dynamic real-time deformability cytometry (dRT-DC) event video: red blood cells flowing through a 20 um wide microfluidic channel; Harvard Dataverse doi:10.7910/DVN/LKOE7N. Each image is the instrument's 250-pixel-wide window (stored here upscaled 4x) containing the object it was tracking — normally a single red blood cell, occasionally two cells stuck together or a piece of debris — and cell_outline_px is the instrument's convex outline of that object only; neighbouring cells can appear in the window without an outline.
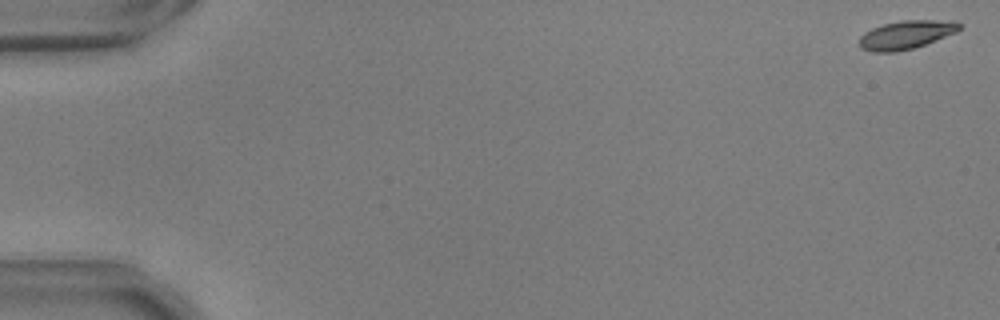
{"species": "common noctule bat (a hibernating species)", "species_latin": "Nyctalus noctula", "temperature_condition": "warm", "stored_images_in_passage": 55, "camera_frame_rate_fps": 3000, "um_per_image_px": 0.085, "animal": {"sex": "male", "body_mass_g": 17.9, "forearm_length_mm": 54.2}, "frame": {"image": 1, "passage_image": 1, "time_ms": 0.0, "image_size_px": [1000, 320], "cell_outline_px": [[960, 28], [956, 32], [924, 44], [912, 48], [896, 52], [872, 52], [860, 48], [860, 36], [864, 32], [872, 28], [884, 24], [904, 20], [932, 20], [960, 24]], "centroid_in_image_um": [76.92, 2.97], "position_along_channel_um": 8.1, "area_um2": 16.13}}
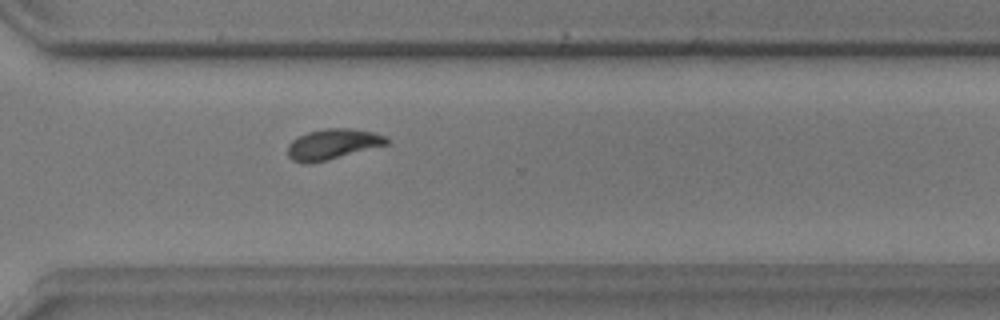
{"frame": {"image": 2, "passage_image": 41, "time_ms": 13.333, "image_size_px": [1000, 320], "cell_outline_px": [[388, 144], [328, 160], [312, 164], [304, 164], [292, 160], [288, 156], [288, 144], [296, 136], [308, 132], [324, 128], [352, 128], [372, 132], [388, 136]], "centroid_in_image_um": [28.25, 12.26], "position_along_channel_um": 342.3, "area_um2": 17.8}}
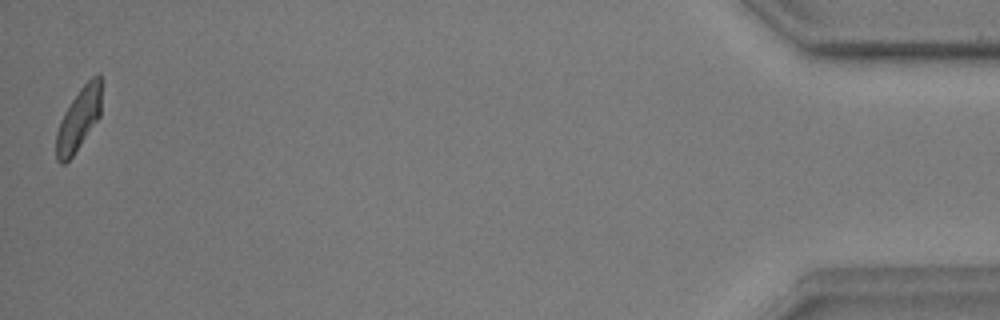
{"frame": {"image": 3, "passage_image": 55, "time_ms": 18.0, "image_size_px": [1000, 320], "cell_outline_px": [[104, 80], [100, 116], [72, 156], [64, 164], [60, 164], [56, 160], [56, 132], [60, 120], [64, 112], [80, 88], [92, 76], [104, 76]], "centroid_in_image_um": [6.72, 10.07], "position_along_channel_um": 428.5, "area_um2": 16.76}, "authors_computed_cell_mechanics": {"area_um2": 17.1088, "velocity_mm_per_s": 3.6809, "shape_relaxation_time_tau1_ms": 4.4881, "shape_relaxation_time_tau2_ms": 1.8808, "deformation_change_tau1": 0.1736, "deformation_change_tau2": 0.0597}}